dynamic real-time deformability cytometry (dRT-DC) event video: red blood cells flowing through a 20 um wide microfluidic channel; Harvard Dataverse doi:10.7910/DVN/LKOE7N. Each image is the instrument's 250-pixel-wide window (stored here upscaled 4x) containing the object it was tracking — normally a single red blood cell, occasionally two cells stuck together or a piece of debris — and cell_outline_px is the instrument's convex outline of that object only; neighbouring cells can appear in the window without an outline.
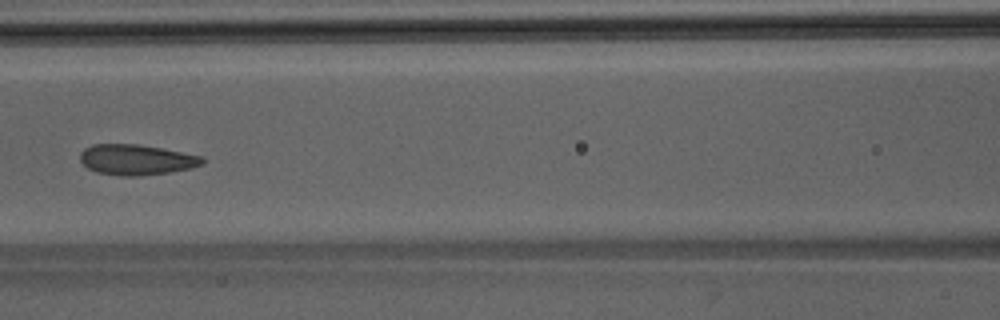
{"species": "Egyptian fruit bat (a non-hibernating species)", "species_latin": "Rousettus aegyptiacus", "temperature_condition": "room temperature", "stored_images_in_passage": 50, "camera_frame_rate_fps": 3000, "um_per_image_px": 0.085, "animal": {"sex": "male"}, "frame": {"image": 1, "passage_image": 22, "time_ms": 7.0, "image_size_px": [1000, 320], "cell_outline_px": [[204, 164], [192, 168], [168, 172], [140, 176], [120, 176], [96, 172], [88, 168], [80, 160], [80, 152], [84, 148], [92, 144], [140, 144], [204, 156]], "centroid_in_image_um": [11.6, 13.57], "position_along_channel_um": 155.0, "area_um2": 21.91}}
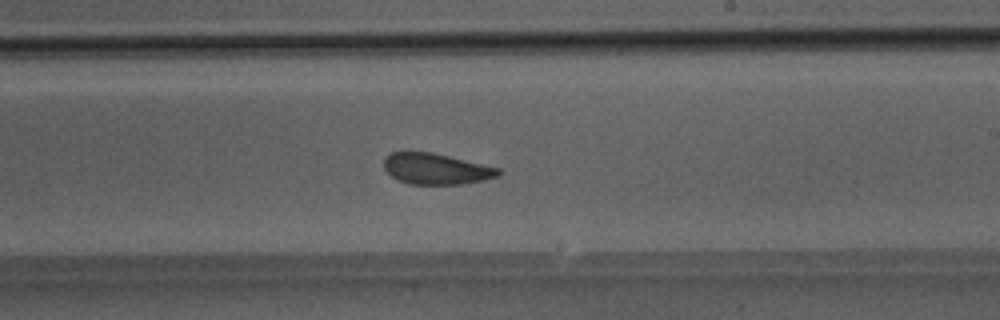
{"frame": {"image": 2, "passage_image": 29, "time_ms": 9.333, "image_size_px": [1000, 320], "cell_outline_px": [[500, 176], [464, 184], [408, 184], [392, 176], [384, 168], [384, 160], [392, 152], [404, 148], [432, 152], [500, 168]], "centroid_in_image_um": [37.03, 14.31], "position_along_channel_um": 252.0, "area_um2": 21.04}}
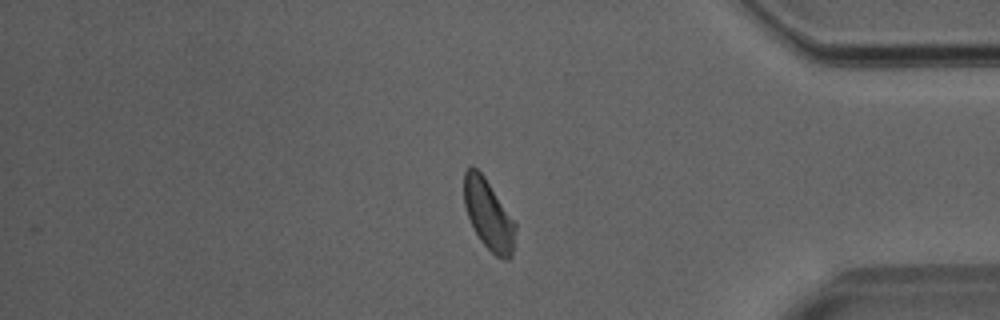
{"frame": {"image": 3, "passage_image": 41, "time_ms": 13.333, "image_size_px": [1000, 320], "cell_outline_px": [[516, 228], [512, 256], [508, 260], [504, 260], [496, 256], [480, 240], [468, 216], [464, 204], [464, 172], [468, 168], [476, 168], [484, 176], [516, 224]], "centroid_in_image_um": [41.53, 18.28], "position_along_channel_um": 393.7, "area_um2": 20.58}}